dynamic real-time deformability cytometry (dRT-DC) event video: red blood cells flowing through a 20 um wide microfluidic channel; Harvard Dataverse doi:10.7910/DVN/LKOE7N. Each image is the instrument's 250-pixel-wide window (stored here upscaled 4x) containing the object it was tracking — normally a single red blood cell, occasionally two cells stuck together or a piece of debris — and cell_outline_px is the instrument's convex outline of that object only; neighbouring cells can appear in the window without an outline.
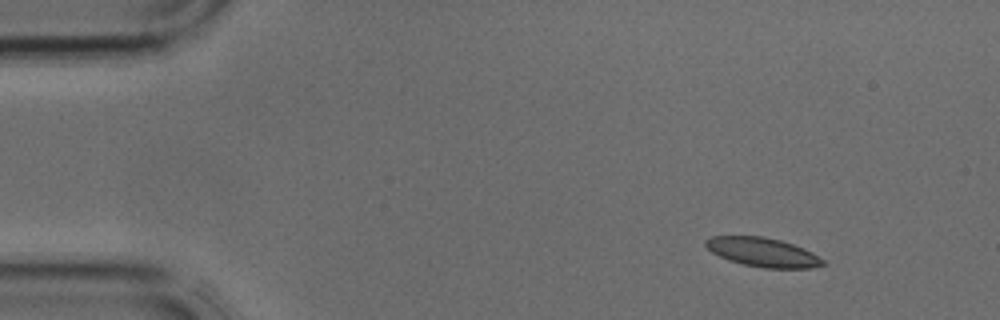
{"species": "common noctule bat (a hibernating species)", "species_latin": "Nyctalus noctula", "temperature_condition": "cold", "stored_images_in_passage": 2, "camera_frame_rate_fps": 3000, "um_per_image_px": 0.085, "animal": {"sex": "male", "body_mass_g": 17.9, "forearm_length_mm": 54.2}, "frame": {"image": 1, "passage_image": 1, "time_ms": 0.0, "image_size_px": [1000, 320], "cell_outline_px": [[824, 264], [812, 268], [764, 268], [744, 264], [728, 260], [712, 252], [704, 244], [704, 240], [712, 236], [764, 236], [780, 240], [804, 248], [812, 252], [824, 260]], "centroid_in_image_um": [64.83, 21.43], "position_along_channel_um": 20.2, "area_um2": 19.77}}